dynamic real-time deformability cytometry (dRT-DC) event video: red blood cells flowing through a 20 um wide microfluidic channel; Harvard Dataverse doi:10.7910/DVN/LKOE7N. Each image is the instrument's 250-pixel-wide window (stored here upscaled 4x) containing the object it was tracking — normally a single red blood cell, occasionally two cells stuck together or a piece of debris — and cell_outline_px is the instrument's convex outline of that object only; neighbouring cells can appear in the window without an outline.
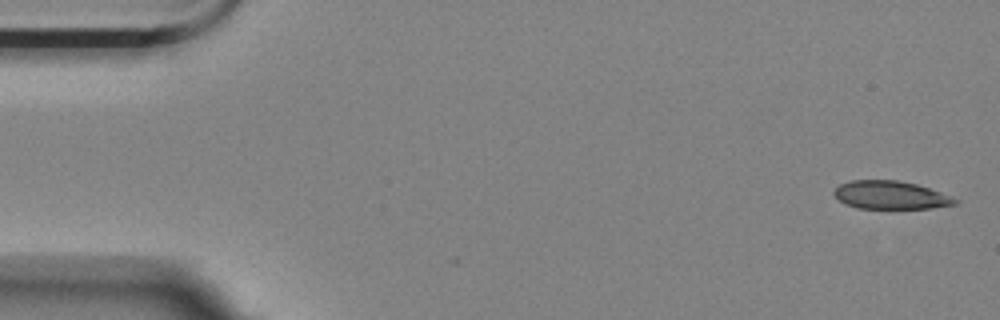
{"species": "Egyptian fruit bat (a non-hibernating species)", "species_latin": "Rousettus aegyptiacus", "temperature_condition": "room temperature", "stored_images_in_passage": 5, "camera_frame_rate_fps": 3000, "um_per_image_px": 0.085, "animal": {"sex": "female"}, "frame": {"image": 1, "passage_image": 1, "time_ms": 0.0, "image_size_px": [1000, 320], "cell_outline_px": [[960, 200], [956, 204], [932, 208], [856, 208], [844, 204], [832, 192], [840, 184], [848, 180], [896, 180], [916, 184], [952, 196]], "centroid_in_image_um": [75.69, 16.58], "position_along_channel_um": 9.3, "area_um2": 19.83}}
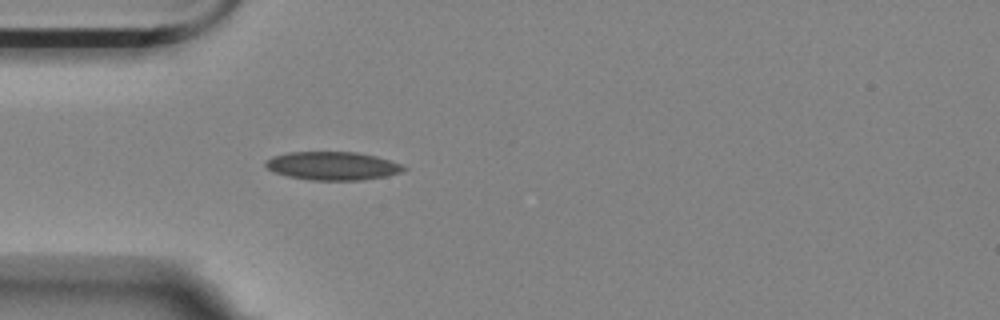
{"frame": {"image": 2, "passage_image": 5, "time_ms": 4.667, "image_size_px": [1000, 320], "cell_outline_px": [[408, 168], [400, 172], [384, 176], [360, 180], [312, 180], [288, 176], [276, 172], [268, 168], [264, 164], [272, 156], [288, 152], [356, 152], [376, 156], [400, 164]], "centroid_in_image_um": [28.26, 14.09], "position_along_channel_um": 56.7, "area_um2": 22.48}}